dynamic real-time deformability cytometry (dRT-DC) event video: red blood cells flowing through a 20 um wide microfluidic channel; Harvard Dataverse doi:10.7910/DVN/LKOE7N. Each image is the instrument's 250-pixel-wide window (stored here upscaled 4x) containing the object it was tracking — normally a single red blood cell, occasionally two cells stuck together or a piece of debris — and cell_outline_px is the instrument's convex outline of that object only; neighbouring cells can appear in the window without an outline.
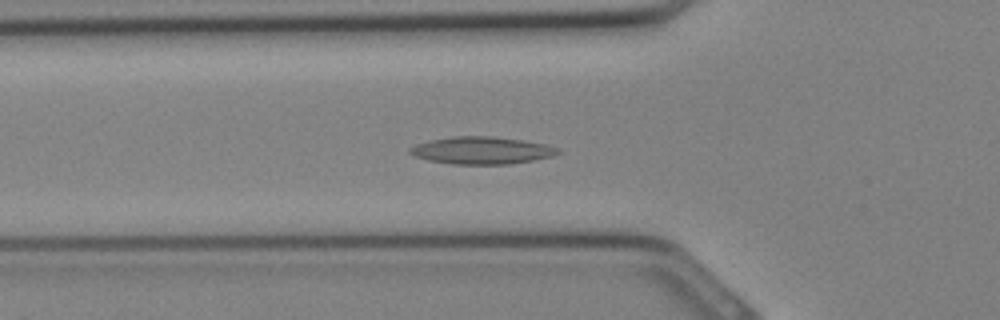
{"species": "Egyptian fruit bat (a non-hibernating species)", "species_latin": "Rousettus aegyptiacus", "temperature_condition": "cold", "stored_images_in_passage": 25, "camera_frame_rate_fps": 3000, "um_per_image_px": 0.085, "animal": {"sex": "female"}, "frame": {"image": 1, "passage_image": 10, "time_ms": 3.0, "image_size_px": [1000, 320], "cell_outline_px": [[560, 152], [552, 156], [532, 160], [508, 164], [452, 164], [428, 160], [416, 156], [408, 152], [408, 148], [416, 144], [432, 140], [452, 136], [492, 136], [520, 140], [544, 144], [560, 148]], "centroid_in_image_um": [40.92, 12.78], "position_along_channel_um": 84.9, "area_um2": 23.35}}
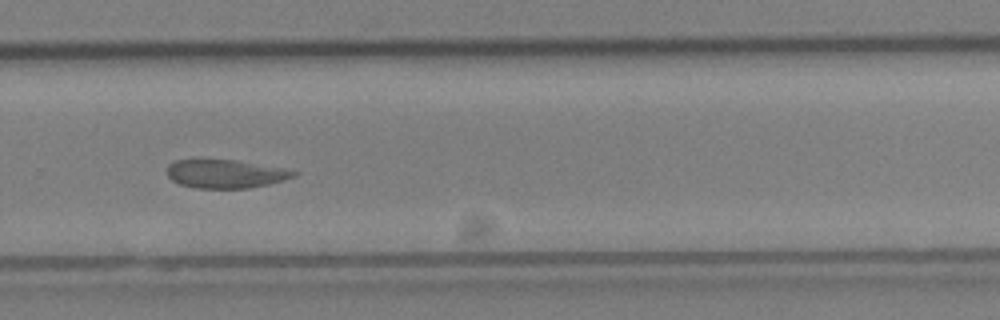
{"frame": {"image": 2, "passage_image": 21, "time_ms": 6.667, "image_size_px": [1000, 320], "cell_outline_px": [[300, 172], [296, 176], [284, 180], [268, 184], [248, 188], [196, 188], [180, 184], [172, 180], [168, 176], [168, 164], [176, 160], [236, 160], [288, 168]], "centroid_in_image_um": [19.23, 14.77], "position_along_channel_um": 310.6, "area_um2": 21.1}}
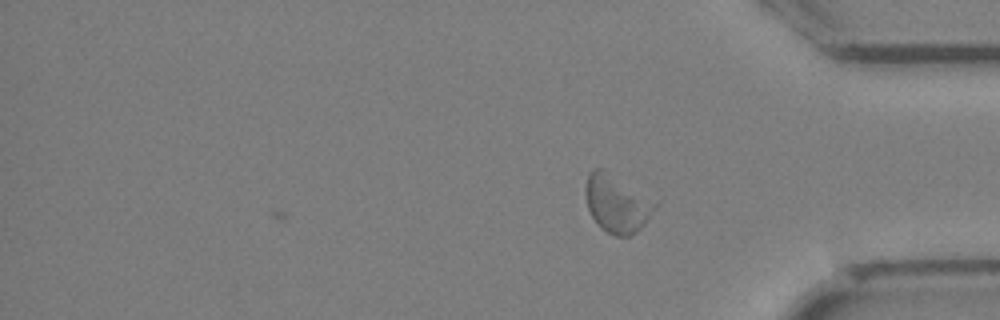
{"frame": {"image": 3, "passage_image": 25, "time_ms": 8.0, "image_size_px": [1000, 320], "cell_outline_px": [[660, 200], [644, 224], [636, 232], [628, 236], [616, 236], [600, 228], [592, 216], [588, 208], [588, 172], [596, 168], [604, 168]], "centroid_in_image_um": [52.52, 17.27], "position_along_channel_um": 382.7, "area_um2": 23.47}}